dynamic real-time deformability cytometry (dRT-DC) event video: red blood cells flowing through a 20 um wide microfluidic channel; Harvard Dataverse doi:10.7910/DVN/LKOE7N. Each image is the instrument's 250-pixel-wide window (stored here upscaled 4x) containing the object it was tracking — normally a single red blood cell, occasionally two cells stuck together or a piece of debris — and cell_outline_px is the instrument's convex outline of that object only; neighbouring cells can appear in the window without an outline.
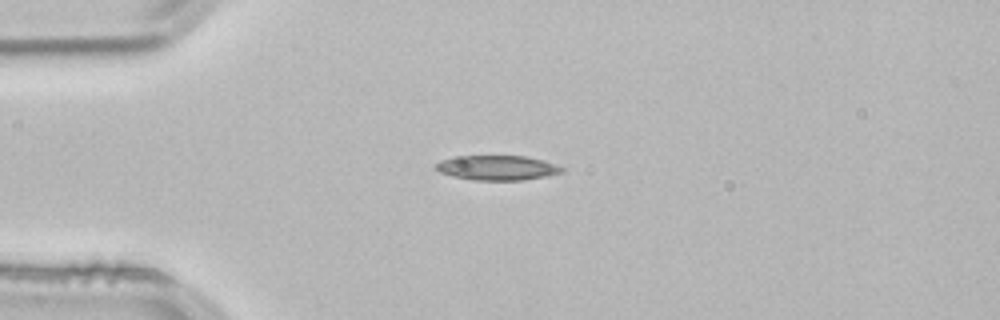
{"species": "common noctule bat (a hibernating species)", "species_latin": "Nyctalus noctula", "temperature_condition": "room temperature", "stored_images_in_passage": 41, "camera_frame_rate_fps": 3000, "um_per_image_px": 0.085, "animal": {"sex": "male", "body_mass_g": 21.5, "forearm_length_mm": 52.0}, "frame": {"image": 1, "passage_image": 1, "time_ms": 0.0, "image_size_px": [1000, 320], "cell_outline_px": [[564, 172], [548, 176], [520, 180], [476, 180], [452, 176], [440, 172], [436, 168], [436, 164], [440, 160], [456, 156], [528, 156], [556, 164], [564, 168]], "centroid_in_image_um": [42.29, 14.26], "position_along_channel_um": 42.7, "area_um2": 18.15}}
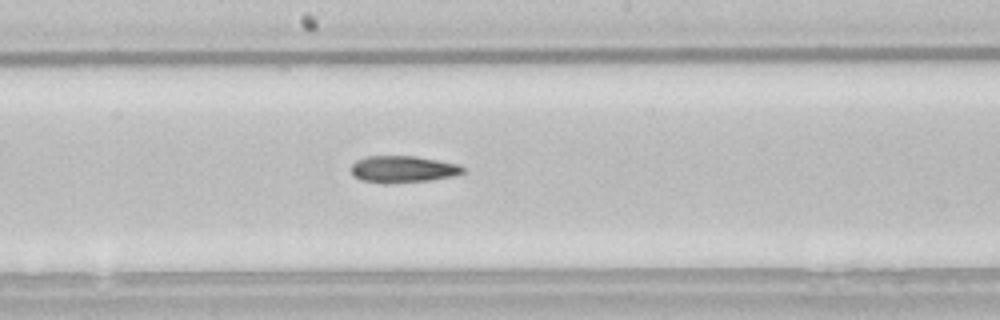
{"frame": {"image": 2, "passage_image": 16, "time_ms": 5.0, "image_size_px": [1000, 320], "cell_outline_px": [[464, 172], [452, 176], [428, 180], [384, 184], [360, 180], [352, 176], [352, 164], [356, 160], [364, 156], [416, 156], [460, 164], [464, 168]], "centroid_in_image_um": [34.21, 14.38], "position_along_channel_um": 214.0, "area_um2": 17.57}}
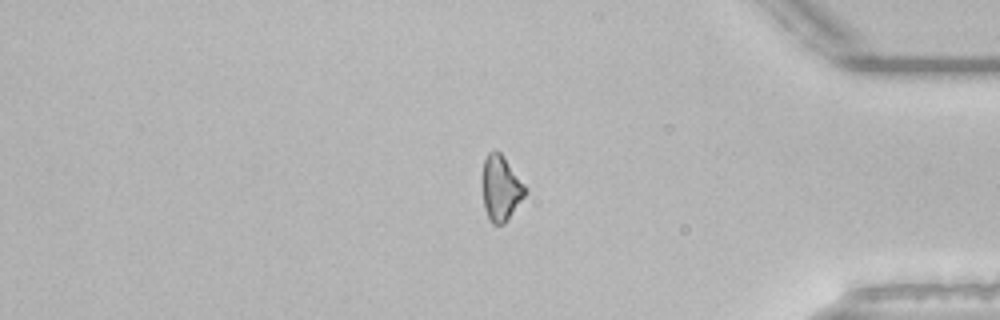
{"frame": {"image": 3, "passage_image": 32, "time_ms": 10.333, "image_size_px": [1000, 320], "cell_outline_px": [[528, 192], [504, 224], [492, 224], [488, 220], [484, 208], [480, 180], [484, 160], [488, 152], [496, 148], [504, 156], [528, 188]], "centroid_in_image_um": [42.54, 15.97], "position_along_channel_um": 392.7, "area_um2": 16.99}}